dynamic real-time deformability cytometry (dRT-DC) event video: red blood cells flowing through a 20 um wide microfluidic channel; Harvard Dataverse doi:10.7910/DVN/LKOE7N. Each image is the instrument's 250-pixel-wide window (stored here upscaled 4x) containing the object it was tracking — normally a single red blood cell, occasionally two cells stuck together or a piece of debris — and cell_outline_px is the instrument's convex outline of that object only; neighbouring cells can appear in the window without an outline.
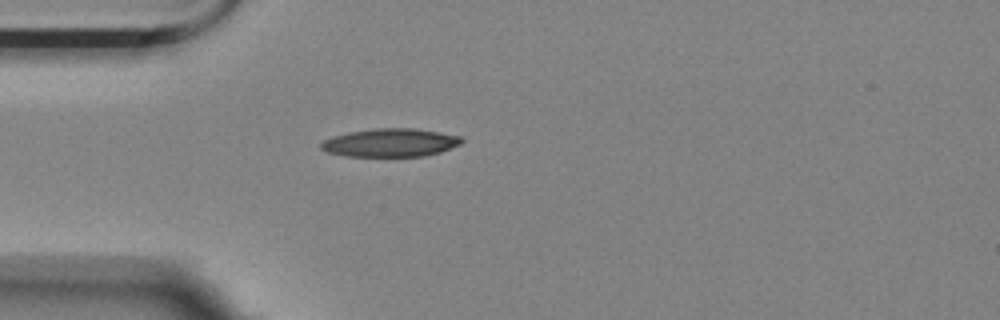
{"species": "Egyptian fruit bat (a non-hibernating species)", "species_latin": "Rousettus aegyptiacus", "temperature_condition": "room temperature", "stored_images_in_passage": 1, "camera_frame_rate_fps": 3000, "um_per_image_px": 0.085, "animal": {"sex": "female"}, "frame": {"image": 1, "passage_image": 1, "time_ms": 0.0, "image_size_px": [1000, 320], "cell_outline_px": [[464, 140], [460, 144], [440, 152], [424, 156], [344, 156], [328, 152], [320, 148], [320, 144], [324, 140], [332, 136], [348, 132], [376, 128], [412, 128], [460, 136]], "centroid_in_image_um": [33.15, 12.13], "position_along_channel_um": 51.9, "area_um2": 23.0}}